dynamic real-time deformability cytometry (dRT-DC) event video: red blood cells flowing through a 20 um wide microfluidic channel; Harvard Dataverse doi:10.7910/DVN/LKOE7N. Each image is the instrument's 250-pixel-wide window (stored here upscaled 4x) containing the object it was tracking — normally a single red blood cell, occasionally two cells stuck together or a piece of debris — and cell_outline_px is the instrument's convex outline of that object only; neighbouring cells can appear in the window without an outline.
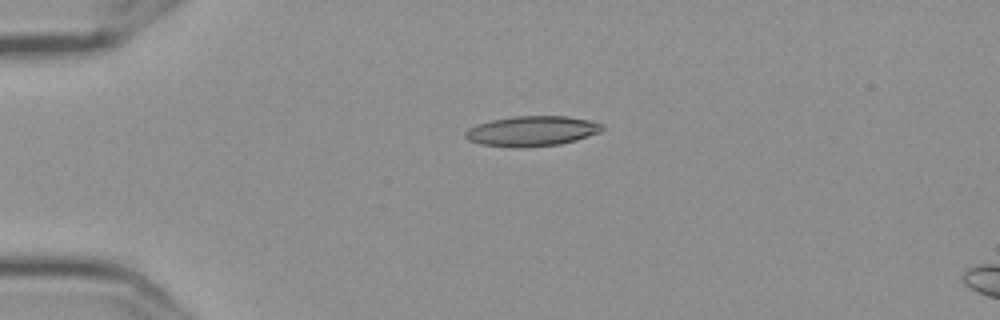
{"species": "Egyptian fruit bat (a non-hibernating species)", "species_latin": "Rousettus aegyptiacus", "temperature_condition": "cold", "stored_images_in_passage": 5, "camera_frame_rate_fps": 3000, "um_per_image_px": 0.085, "frame": {"image": 1, "passage_image": 4, "time_ms": 1.0, "image_size_px": [1000, 320], "cell_outline_px": [[604, 128], [600, 132], [576, 140], [560, 144], [520, 148], [516, 148], [480, 144], [468, 140], [464, 136], [464, 132], [468, 128], [476, 124], [492, 120], [512, 116], [568, 116], [588, 120], [604, 124]], "centroid_in_image_um": [45.19, 11.14], "position_along_channel_um": 39.8, "area_um2": 24.22}}